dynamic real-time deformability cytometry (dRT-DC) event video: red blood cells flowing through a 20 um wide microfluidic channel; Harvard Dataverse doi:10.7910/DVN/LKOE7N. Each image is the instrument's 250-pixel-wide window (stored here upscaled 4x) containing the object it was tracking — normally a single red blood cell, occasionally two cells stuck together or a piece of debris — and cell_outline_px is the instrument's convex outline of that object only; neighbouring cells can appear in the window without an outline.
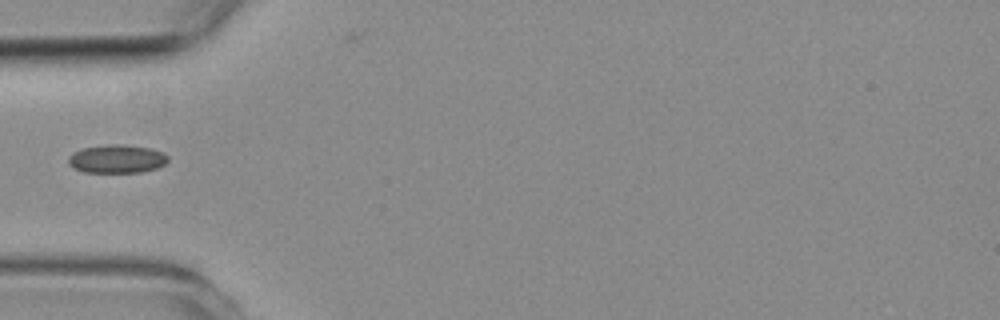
{"species": "common noctule bat (a hibernating species)", "species_latin": "Nyctalus noctula", "temperature_condition": "room temperature", "stored_images_in_passage": 5, "camera_frame_rate_fps": 3000, "um_per_image_px": 0.085, "animal": {"sex": "female", "body_mass_g": 19.3, "forearm_length_mm": 54.1}, "frame": {"image": 1, "passage_image": 3, "time_ms": 2.333, "image_size_px": [1000, 320], "cell_outline_px": [[168, 160], [164, 164], [156, 168], [140, 172], [84, 172], [72, 168], [68, 164], [68, 156], [72, 152], [84, 148], [108, 144], [124, 144], [152, 148], [164, 152], [168, 156]], "centroid_in_image_um": [9.92, 13.49], "position_along_channel_um": 75.1, "area_um2": 16.65}}
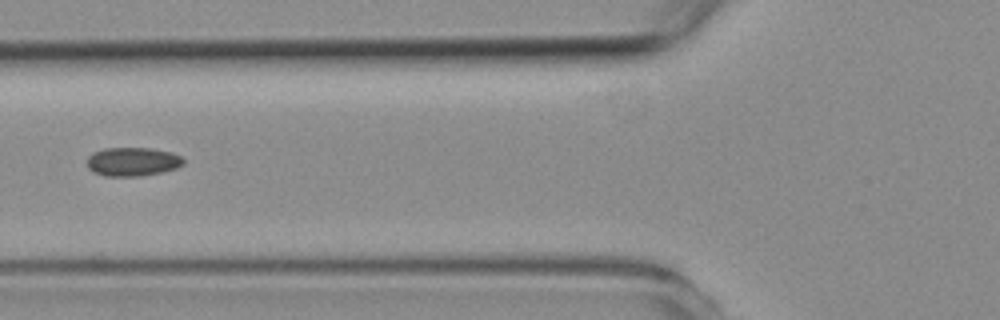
{"frame": {"image": 2, "passage_image": 4, "time_ms": 3.333, "image_size_px": [1000, 320], "cell_outline_px": [[184, 164], [176, 168], [164, 172], [140, 176], [104, 176], [92, 172], [88, 168], [88, 156], [92, 152], [104, 148], [148, 148], [172, 152], [180, 156], [184, 160]], "centroid_in_image_um": [11.26, 13.75], "position_along_channel_um": 114.5, "area_um2": 16.3}}
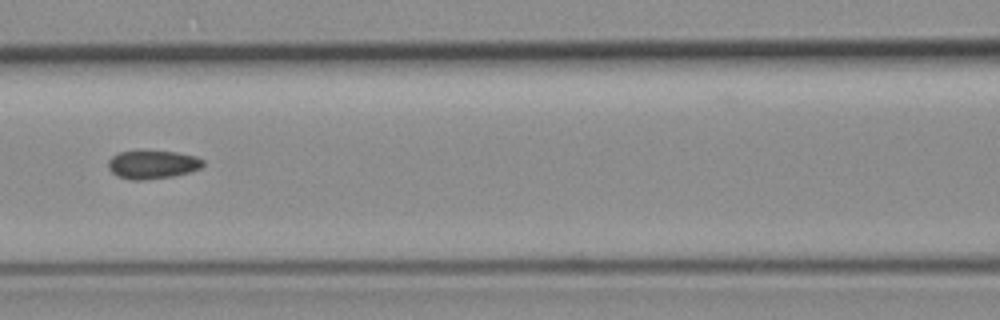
{"frame": {"image": 3, "passage_image": 5, "time_ms": 4.333, "image_size_px": [1000, 320], "cell_outline_px": [[204, 164], [200, 168], [188, 172], [172, 176], [144, 180], [132, 180], [116, 176], [108, 168], [108, 160], [112, 156], [120, 152], [140, 148], [176, 152], [196, 156], [204, 160]], "centroid_in_image_um": [12.92, 13.94], "position_along_channel_um": 153.7, "area_um2": 16.24}}